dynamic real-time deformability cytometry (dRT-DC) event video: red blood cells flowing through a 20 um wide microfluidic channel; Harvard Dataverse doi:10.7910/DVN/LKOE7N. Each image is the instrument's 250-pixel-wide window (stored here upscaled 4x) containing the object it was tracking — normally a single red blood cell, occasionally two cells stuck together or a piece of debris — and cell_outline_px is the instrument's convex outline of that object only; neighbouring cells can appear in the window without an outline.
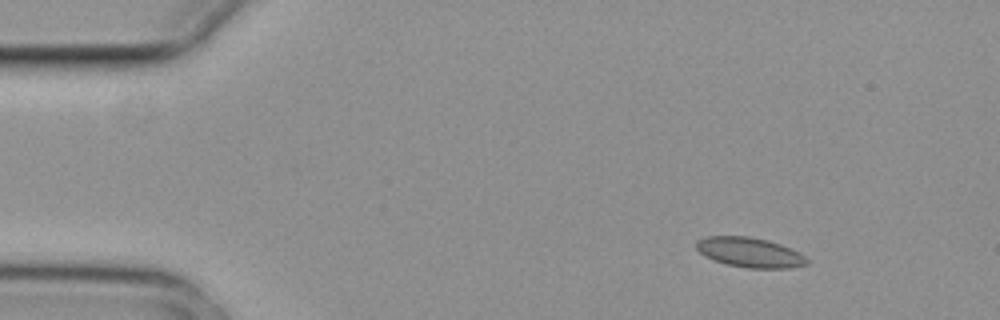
{"species": "common noctule bat (a hibernating species)", "species_latin": "Nyctalus noctula", "temperature_condition": "cold", "stored_images_in_passage": 5, "camera_frame_rate_fps": 3000, "um_per_image_px": 0.085, "animal": {"sex": "female", "body_mass_g": 29.2, "forearm_length_mm": 56.3}, "frame": {"image": 1, "passage_image": 1, "time_ms": 0.0, "image_size_px": [1000, 320], "cell_outline_px": [[808, 264], [788, 268], [748, 268], [724, 264], [704, 256], [696, 248], [696, 240], [704, 236], [748, 236], [768, 240], [780, 244], [800, 252], [808, 260]], "centroid_in_image_um": [63.7, 21.45], "position_along_channel_um": 21.3, "area_um2": 19.36}}
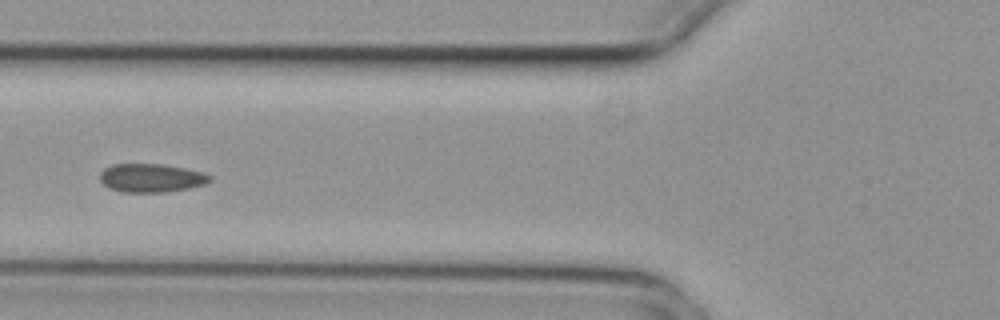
{"frame": {"image": 2, "passage_image": 5, "time_ms": 1.333, "image_size_px": [1000, 320], "cell_outline_px": [[212, 180], [204, 184], [188, 188], [164, 192], [120, 192], [108, 188], [100, 180], [100, 172], [104, 168], [112, 164], [164, 164], [204, 172], [212, 176]], "centroid_in_image_um": [12.84, 15.12], "position_along_channel_um": 113.0, "area_um2": 18.38}}